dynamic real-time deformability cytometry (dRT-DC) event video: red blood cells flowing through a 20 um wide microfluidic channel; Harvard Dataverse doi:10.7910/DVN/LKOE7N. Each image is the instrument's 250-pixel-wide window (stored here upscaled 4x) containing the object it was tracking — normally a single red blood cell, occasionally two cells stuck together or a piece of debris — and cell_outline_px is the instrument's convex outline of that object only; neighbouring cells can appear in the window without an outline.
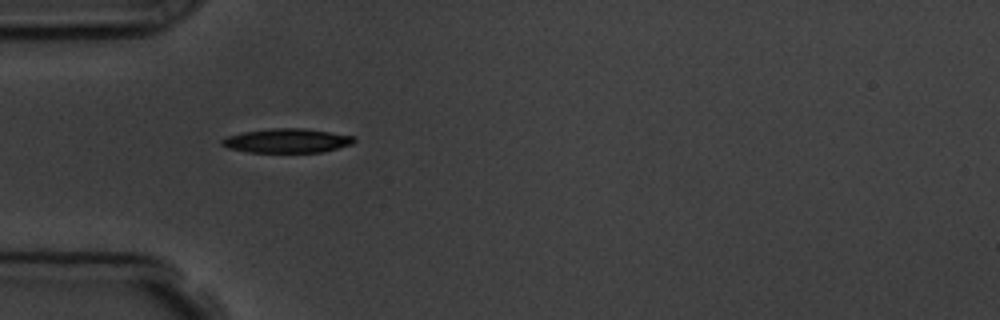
{"species": "common noctule bat (a hibernating species)", "species_latin": "Nyctalus noctula", "temperature_condition": "room temperature", "stored_images_in_passage": 3, "camera_frame_rate_fps": 3000, "um_per_image_px": 0.085, "animal": {"sex": "male", "body_mass_g": 19.5, "forearm_length_mm": 54.6}, "frame": {"image": 1, "passage_image": 2, "time_ms": 1.0, "image_size_px": [1000, 320], "cell_outline_px": [[356, 140], [352, 144], [324, 152], [248, 152], [228, 148], [220, 144], [220, 140], [228, 136], [244, 132], [276, 128], [304, 128], [356, 136]], "centroid_in_image_um": [24.42, 11.96], "position_along_channel_um": 60.6, "area_um2": 18.61}}